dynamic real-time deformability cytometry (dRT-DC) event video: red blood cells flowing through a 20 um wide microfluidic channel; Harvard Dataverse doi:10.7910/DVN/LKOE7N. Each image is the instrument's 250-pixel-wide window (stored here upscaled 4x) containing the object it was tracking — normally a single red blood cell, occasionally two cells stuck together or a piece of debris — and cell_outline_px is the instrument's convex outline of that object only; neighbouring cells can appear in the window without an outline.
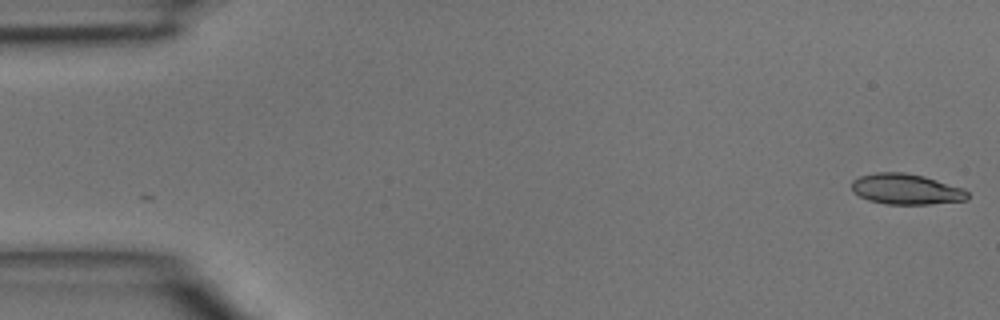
{"species": "common noctule bat (a hibernating species)", "species_latin": "Nyctalus noctula", "temperature_condition": "room temperature", "stored_images_in_passage": 18, "camera_frame_rate_fps": 3000, "um_per_image_px": 0.085, "animal": {"sex": "male", "body_mass_g": 15.6}, "frame": {"image": 1, "passage_image": 1, "time_ms": 0.0, "image_size_px": [1000, 320], "cell_outline_px": [[968, 200], [932, 204], [884, 204], [868, 200], [852, 192], [852, 180], [860, 176], [876, 172], [904, 172], [924, 176], [964, 188], [968, 192]], "centroid_in_image_um": [77.02, 16.08], "position_along_channel_um": 8.0, "area_um2": 20.87}}